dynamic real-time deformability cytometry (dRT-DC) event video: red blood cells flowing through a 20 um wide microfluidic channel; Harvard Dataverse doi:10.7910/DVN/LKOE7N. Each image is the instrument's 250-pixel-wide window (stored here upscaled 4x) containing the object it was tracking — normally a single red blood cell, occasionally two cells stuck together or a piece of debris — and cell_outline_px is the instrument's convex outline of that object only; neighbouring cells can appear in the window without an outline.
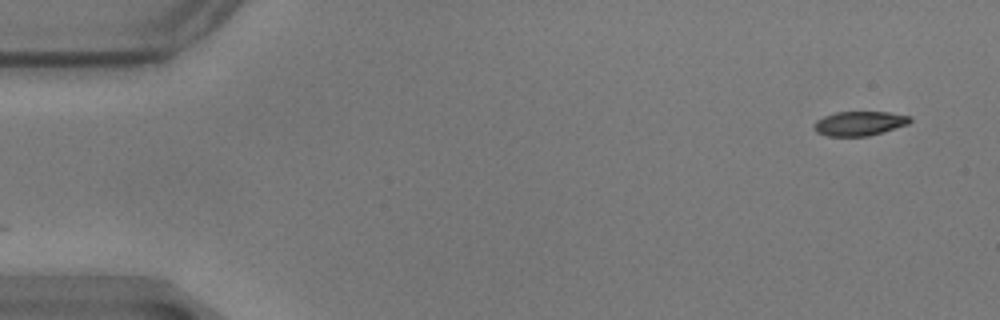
{"species": "common noctule bat (a hibernating species)", "species_latin": "Nyctalus noctula", "temperature_condition": "warm", "stored_images_in_passage": 13, "camera_frame_rate_fps": 3000, "um_per_image_px": 0.085, "animal": {"sex": "male", "body_mass_g": 17.9}, "frame": {"image": 1, "passage_image": 1, "time_ms": 0.0, "image_size_px": [1000, 320], "cell_outline_px": [[912, 120], [908, 124], [868, 136], [828, 136], [816, 132], [812, 128], [812, 124], [816, 120], [824, 116], [836, 112], [888, 112], [912, 116]], "centroid_in_image_um": [73.02, 10.49], "position_along_channel_um": 12.0, "area_um2": 13.7}}